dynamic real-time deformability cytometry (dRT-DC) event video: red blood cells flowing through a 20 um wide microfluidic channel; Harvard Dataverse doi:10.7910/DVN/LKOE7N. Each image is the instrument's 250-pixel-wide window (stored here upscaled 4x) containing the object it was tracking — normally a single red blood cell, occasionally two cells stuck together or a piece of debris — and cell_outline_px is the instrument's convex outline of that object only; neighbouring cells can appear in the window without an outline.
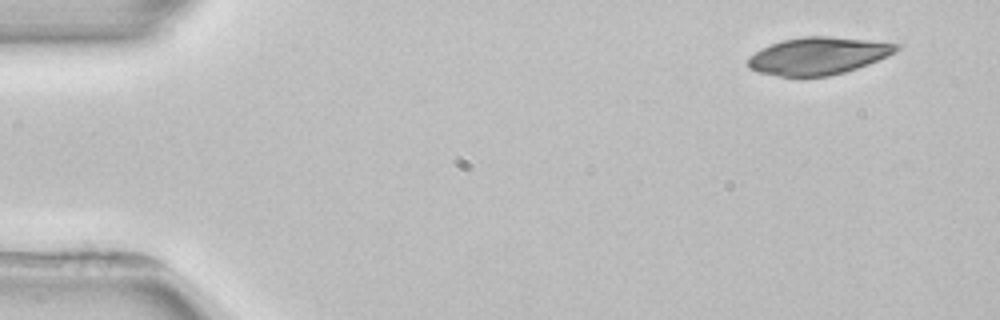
{"species": "common noctule bat (a hibernating species)", "species_latin": "Nyctalus noctula", "temperature_condition": "room temperature", "stored_images_in_passage": 5, "camera_frame_rate_fps": 3000, "um_per_image_px": 0.085, "animal": {"sex": "female", "body_mass_g": 22.7, "forearm_length_mm": 54.2}, "frame": {"image": 1, "passage_image": 1, "time_ms": 0.0, "image_size_px": [1000, 320], "cell_outline_px": [[904, 44], [900, 48], [888, 56], [868, 64], [844, 72], [828, 76], [780, 76], [756, 72], [748, 68], [748, 56], [760, 48], [784, 40], [804, 36], [828, 36], [868, 40]], "centroid_in_image_um": [69.54, 4.74], "position_along_channel_um": 15.5, "area_um2": 32.31}}